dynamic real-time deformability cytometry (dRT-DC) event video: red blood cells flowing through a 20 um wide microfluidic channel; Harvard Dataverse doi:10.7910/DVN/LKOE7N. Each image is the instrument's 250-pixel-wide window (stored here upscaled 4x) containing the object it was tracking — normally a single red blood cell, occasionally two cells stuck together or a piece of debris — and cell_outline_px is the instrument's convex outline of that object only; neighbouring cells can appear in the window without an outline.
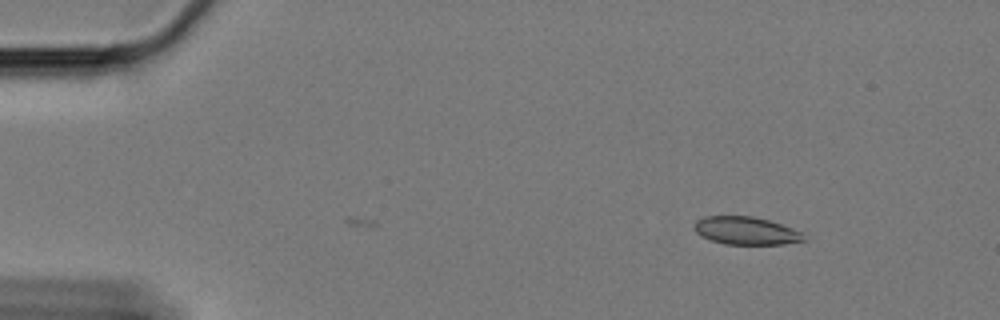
{"species": "Egyptian fruit bat (a non-hibernating species)", "species_latin": "Rousettus aegyptiacus", "temperature_condition": "cold", "stored_images_in_passage": 13, "camera_frame_rate_fps": 3000, "um_per_image_px": 0.085, "animal": {"sex": "female"}, "frame": {"image": 1, "passage_image": 13, "time_ms": 4.0, "image_size_px": [1000, 320], "cell_outline_px": [[808, 240], [784, 244], [724, 244], [700, 236], [692, 228], [692, 224], [696, 220], [704, 216], [752, 216], [768, 220], [792, 228], [800, 232]], "centroid_in_image_um": [63.36, 19.61], "position_along_channel_um": 21.6, "area_um2": 17.86}}